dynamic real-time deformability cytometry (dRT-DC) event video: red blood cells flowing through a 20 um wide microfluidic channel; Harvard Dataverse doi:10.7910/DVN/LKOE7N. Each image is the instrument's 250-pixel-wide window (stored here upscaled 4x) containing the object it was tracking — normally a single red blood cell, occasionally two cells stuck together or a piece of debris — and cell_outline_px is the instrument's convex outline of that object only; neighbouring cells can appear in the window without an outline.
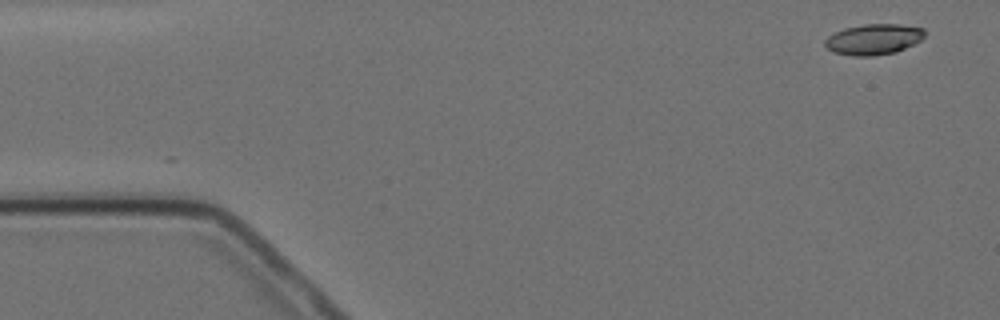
{"species": "Egyptian fruit bat (a non-hibernating species)", "species_latin": "Rousettus aegyptiacus", "temperature_condition": "cold", "stored_images_in_passage": 4, "camera_frame_rate_fps": 3000, "um_per_image_px": 0.085, "animal": {"sex": "female"}, "frame": {"image": 1, "passage_image": 1, "time_ms": 0.0, "image_size_px": [1000, 320], "cell_outline_px": [[924, 36], [920, 40], [896, 52], [872, 56], [852, 56], [832, 52], [824, 44], [824, 40], [828, 36], [844, 28], [864, 24], [900, 24], [924, 28]], "centroid_in_image_um": [74.23, 3.34], "position_along_channel_um": 10.8, "area_um2": 17.8}}
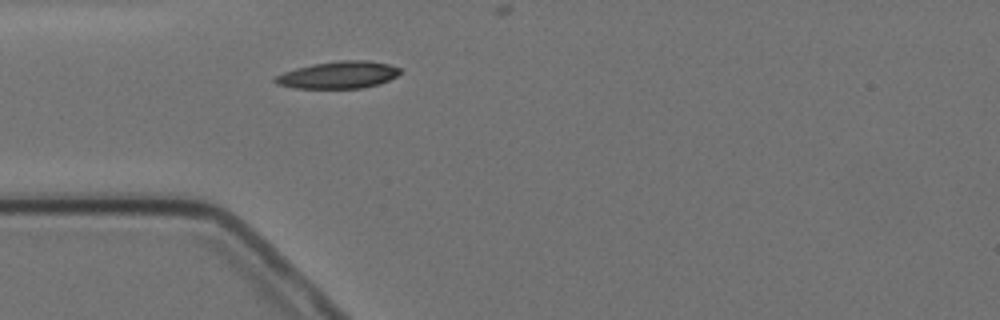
{"frame": {"image": 2, "passage_image": 4, "time_ms": 4.333, "image_size_px": [1000, 320], "cell_outline_px": [[404, 72], [380, 84], [364, 88], [292, 88], [276, 84], [272, 80], [276, 76], [284, 72], [296, 68], [312, 64], [340, 60], [364, 60], [388, 64], [400, 68]], "centroid_in_image_um": [28.77, 6.37], "position_along_channel_um": 56.2, "area_um2": 19.88}}